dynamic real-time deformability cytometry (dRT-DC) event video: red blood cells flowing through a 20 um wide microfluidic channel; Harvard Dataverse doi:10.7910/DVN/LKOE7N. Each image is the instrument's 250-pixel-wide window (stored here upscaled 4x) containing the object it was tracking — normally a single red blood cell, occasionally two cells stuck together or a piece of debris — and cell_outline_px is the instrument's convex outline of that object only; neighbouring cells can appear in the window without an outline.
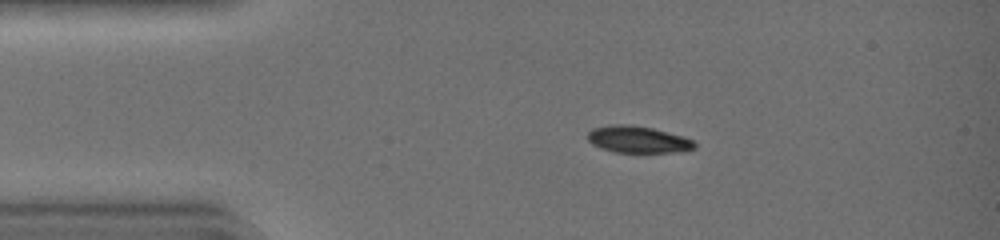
{"species": "common noctule bat (a hibernating species)", "species_latin": "Nyctalus noctula", "temperature_condition": "warm", "stored_images_in_passage": 36, "camera_frame_rate_fps": 3000, "um_per_image_px": 0.085, "animal": {"sex": "female", "body_mass_g": 19.0, "forearm_length_mm": 51.5}, "frame": {"image": 1, "passage_image": 1, "time_ms": 0.0, "image_size_px": [1000, 240], "cell_outline_px": [[696, 148], [680, 152], [616, 152], [600, 148], [592, 144], [588, 140], [588, 132], [592, 128], [616, 124], [632, 124], [652, 128], [680, 136], [692, 140], [696, 144]], "centroid_in_image_um": [54.2, 11.85], "position_along_channel_um": 30.8, "area_um2": 16.59}}
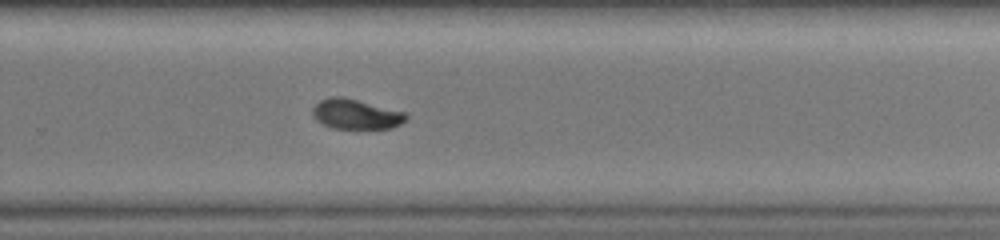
{"frame": {"image": 2, "passage_image": 22, "time_ms": 7.0, "image_size_px": [1000, 240], "cell_outline_px": [[408, 120], [392, 128], [332, 128], [316, 120], [312, 112], [312, 108], [320, 100], [332, 96], [344, 96], [404, 112], [408, 116]], "centroid_in_image_um": [30.26, 9.69], "position_along_channel_um": 299.5, "area_um2": 16.3}}
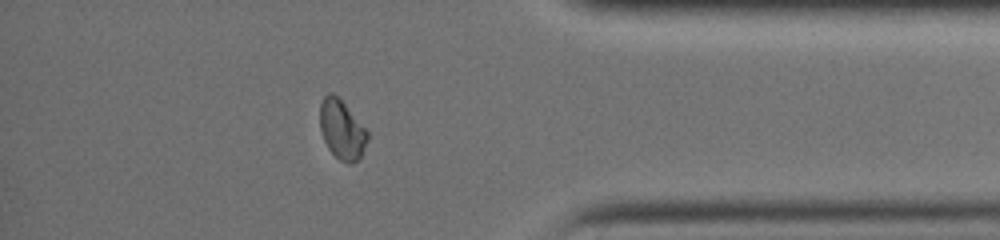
{"frame": {"image": 3, "passage_image": 30, "time_ms": 9.667, "image_size_px": [1000, 240], "cell_outline_px": [[368, 140], [360, 156], [352, 164], [348, 164], [340, 160], [328, 148], [320, 132], [320, 104], [324, 96], [328, 92], [332, 92], [344, 104], [368, 132]], "centroid_in_image_um": [29.03, 11.03], "position_along_channel_um": 406.2, "area_um2": 16.13}, "authors_computed_cell_mechanics": {"area_um2": 17.34, "velocity_mm_per_s": 4.4593, "shape_relaxation_time_tau1_ms": 6.3028, "shape_relaxation_time_tau2_ms": 4.0331, "deformation_change_tau1": 0.2095, "deformation_change_tau2": 0.0537}}